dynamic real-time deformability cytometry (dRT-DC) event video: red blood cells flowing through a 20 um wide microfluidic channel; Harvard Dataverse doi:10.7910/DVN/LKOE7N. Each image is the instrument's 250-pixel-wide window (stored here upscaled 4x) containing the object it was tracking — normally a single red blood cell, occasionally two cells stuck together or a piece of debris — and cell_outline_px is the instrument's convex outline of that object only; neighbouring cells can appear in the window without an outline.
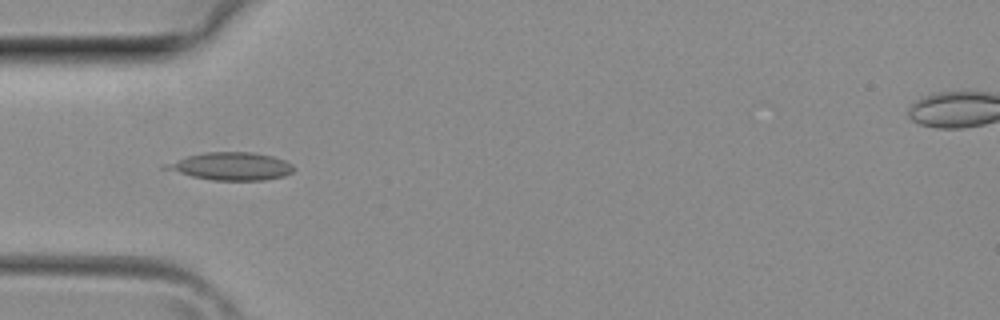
{"species": "common noctule bat (a hibernating species)", "species_latin": "Nyctalus noctula", "temperature_condition": "room temperature", "stored_images_in_passage": 37, "camera_frame_rate_fps": 3000, "um_per_image_px": 0.085, "animal": {"sex": "female", "body_mass_g": 29.2, "forearm_length_mm": 56.3}, "frame": {"image": 1, "passage_image": 11, "time_ms": 3.333, "image_size_px": [1000, 320], "cell_outline_px": [[296, 168], [292, 172], [284, 176], [264, 180], [212, 180], [192, 176], [160, 168], [164, 164], [188, 156], [204, 152], [252, 152], [272, 156], [284, 160], [292, 164]], "centroid_in_image_um": [19.65, 14.13], "position_along_channel_um": 65.3, "area_um2": 20.63}}
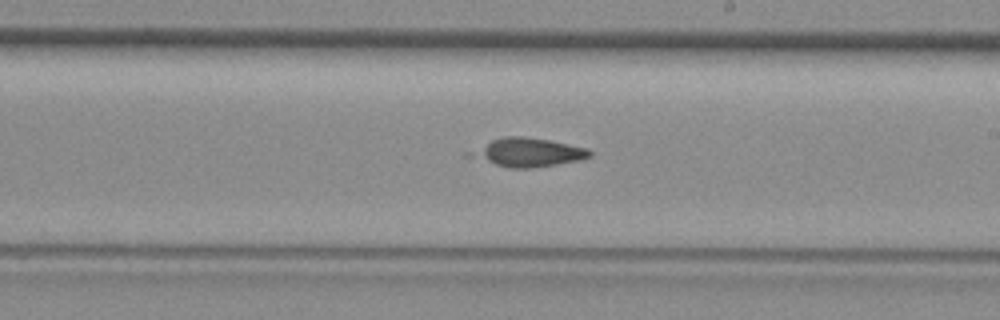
{"frame": {"image": 2, "passage_image": 21, "time_ms": 6.667, "image_size_px": [1000, 320], "cell_outline_px": [[592, 156], [580, 160], [532, 168], [508, 168], [496, 164], [480, 156], [476, 152], [492, 140], [504, 136], [520, 136], [548, 140], [588, 148], [592, 152]], "centroid_in_image_um": [45.12, 12.95], "position_along_channel_um": 243.9, "area_um2": 18.61}}
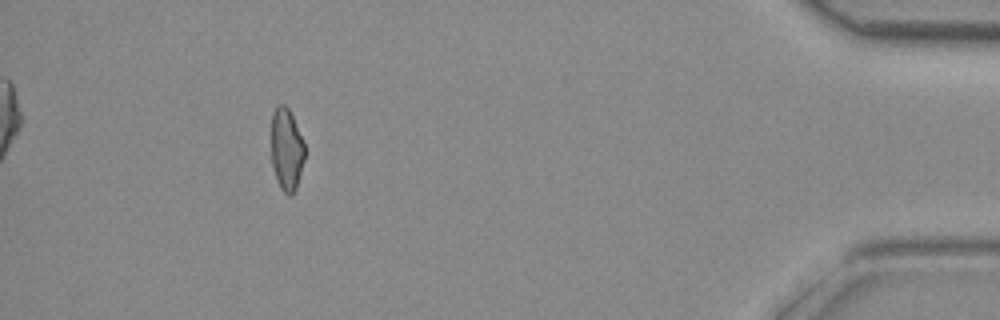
{"frame": {"image": 3, "passage_image": 34, "time_ms": 11.0, "image_size_px": [1000, 320], "cell_outline_px": [[304, 160], [296, 188], [292, 196], [288, 196], [280, 188], [276, 180], [272, 164], [272, 112], [276, 104], [284, 104], [288, 108], [292, 116], [304, 144]], "centroid_in_image_um": [24.34, 12.72], "position_along_channel_um": 410.9, "area_um2": 15.95}}